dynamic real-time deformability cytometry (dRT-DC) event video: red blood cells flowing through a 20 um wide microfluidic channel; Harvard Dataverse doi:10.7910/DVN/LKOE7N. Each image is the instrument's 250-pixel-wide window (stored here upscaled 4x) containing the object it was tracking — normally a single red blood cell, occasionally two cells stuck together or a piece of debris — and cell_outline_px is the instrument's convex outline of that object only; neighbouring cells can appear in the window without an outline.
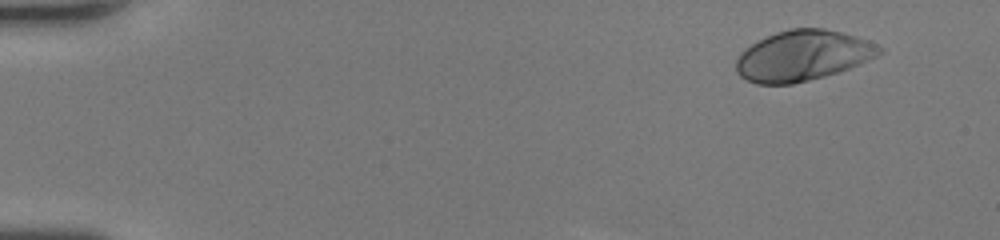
{"species": "human", "species_latin": "Homo sapiens", "temperature_condition": "room temperature", "stored_images_in_passage": 12, "camera_frame_rate_fps": 3000, "um_per_image_px": 0.085, "donor": {"sex": "female"}, "frame": {"image": 1, "passage_image": 1, "time_ms": 0.0, "image_size_px": [1000, 240], "cell_outline_px": [[884, 52], [860, 64], [824, 76], [792, 84], [756, 84], [740, 76], [736, 72], [736, 60], [740, 52], [744, 48], [776, 32], [788, 28], [824, 28], [856, 36], [868, 40], [884, 48]], "centroid_in_image_um": [68.23, 4.72], "position_along_channel_um": 16.8, "area_um2": 42.02}}
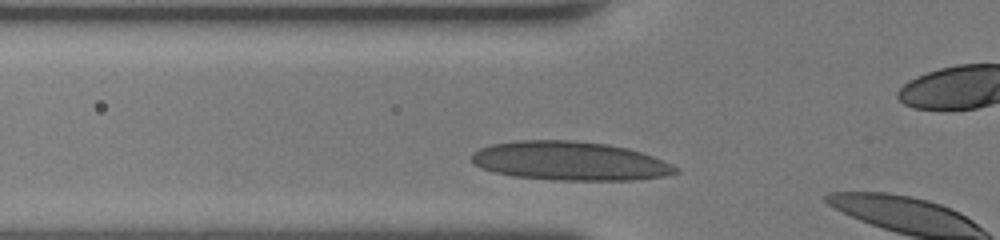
{"frame": {"image": 2, "passage_image": 10, "time_ms": 3.0, "image_size_px": [1000, 240], "cell_outline_px": [[680, 172], [664, 176], [632, 180], [552, 180], [512, 176], [480, 168], [472, 160], [472, 152], [480, 148], [492, 144], [516, 140], [572, 140], [608, 144], [628, 148], [652, 156], [672, 164], [680, 168]], "centroid_in_image_um": [48.44, 13.68], "position_along_channel_um": 77.4, "area_um2": 46.3}}